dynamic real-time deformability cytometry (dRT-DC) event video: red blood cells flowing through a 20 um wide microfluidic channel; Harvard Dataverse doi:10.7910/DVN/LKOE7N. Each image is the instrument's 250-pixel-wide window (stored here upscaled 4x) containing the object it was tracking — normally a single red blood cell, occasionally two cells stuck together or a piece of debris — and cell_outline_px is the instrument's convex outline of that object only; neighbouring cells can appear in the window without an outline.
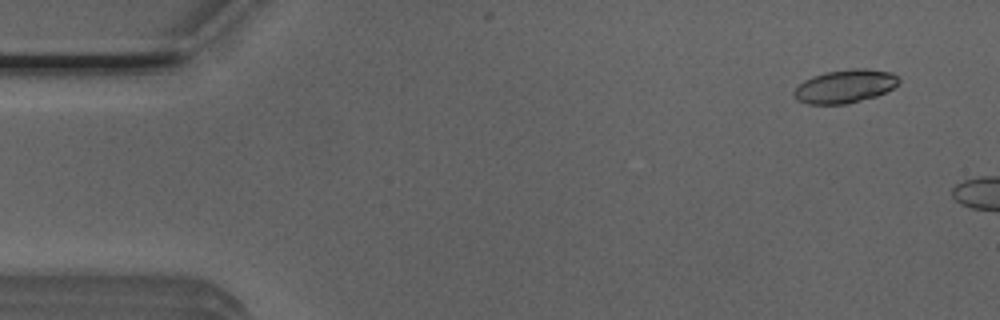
{"species": "Egyptian fruit bat (a non-hibernating species)", "species_latin": "Rousettus aegyptiacus", "temperature_condition": "room temperature", "stored_images_in_passage": 8, "camera_frame_rate_fps": 3000, "um_per_image_px": 0.085, "animal": {"sex": "male"}, "frame": {"image": 1, "passage_image": 4, "time_ms": 1.0, "image_size_px": [1000, 320], "cell_outline_px": [[900, 80], [892, 88], [876, 96], [848, 104], [808, 104], [796, 100], [792, 96], [792, 92], [804, 80], [812, 76], [824, 72], [852, 68], [868, 68], [892, 72]], "centroid_in_image_um": [71.78, 7.33], "position_along_channel_um": 13.2, "area_um2": 20.52}}